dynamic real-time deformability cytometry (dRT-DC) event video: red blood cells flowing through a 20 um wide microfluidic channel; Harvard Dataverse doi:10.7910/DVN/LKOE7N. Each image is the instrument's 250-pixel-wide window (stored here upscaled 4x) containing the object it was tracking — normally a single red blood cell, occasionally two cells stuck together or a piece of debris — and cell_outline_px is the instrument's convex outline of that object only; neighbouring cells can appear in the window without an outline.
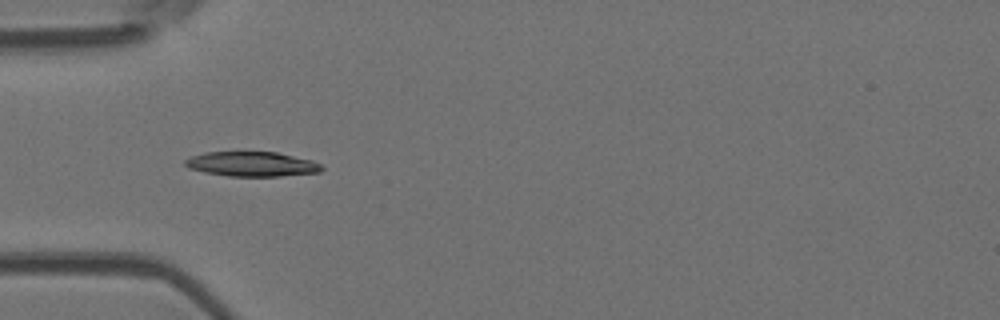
{"species": "Egyptian fruit bat (a non-hibernating species)", "species_latin": "Rousettus aegyptiacus", "temperature_condition": "room temperature", "stored_images_in_passage": 6, "camera_frame_rate_fps": 3000, "um_per_image_px": 0.085, "animal": {"sex": "female"}, "frame": {"image": 1, "passage_image": 4, "time_ms": 4.333, "image_size_px": [1000, 320], "cell_outline_px": [[324, 168], [320, 172], [280, 176], [228, 176], [204, 172], [188, 168], [184, 164], [184, 160], [192, 156], [204, 152], [276, 152], [312, 160], [320, 164]], "centroid_in_image_um": [21.39, 13.94], "position_along_channel_um": 63.6, "area_um2": 19.65}}
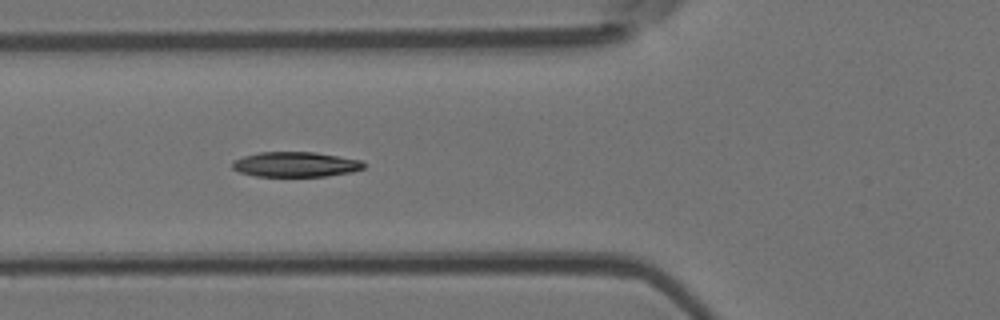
{"frame": {"image": 2, "passage_image": 5, "time_ms": 5.333, "image_size_px": [1000, 320], "cell_outline_px": [[364, 168], [352, 172], [324, 176], [256, 176], [240, 172], [232, 168], [232, 160], [244, 156], [260, 152], [316, 152], [360, 160], [364, 164]], "centroid_in_image_um": [25.1, 13.97], "position_along_channel_um": 100.7, "area_um2": 19.07}}
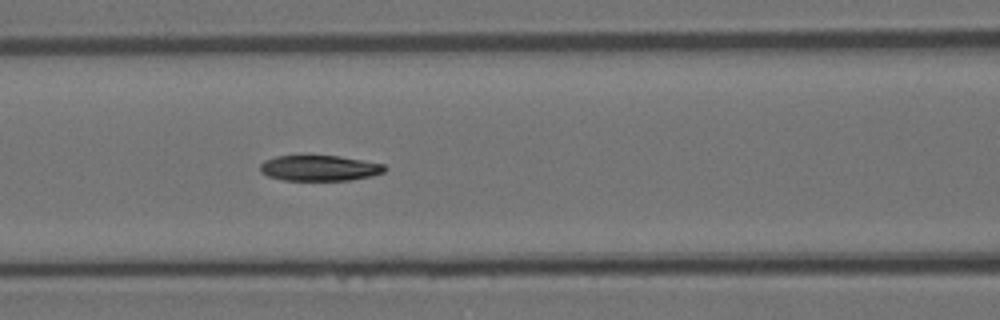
{"frame": {"image": 3, "passage_image": 6, "time_ms": 6.333, "image_size_px": [1000, 320], "cell_outline_px": [[388, 168], [384, 172], [372, 176], [348, 180], [284, 180], [268, 176], [260, 172], [260, 164], [264, 160], [276, 156], [340, 156], [384, 164]], "centroid_in_image_um": [27.16, 14.29], "position_along_channel_um": 139.4, "area_um2": 18.55}}